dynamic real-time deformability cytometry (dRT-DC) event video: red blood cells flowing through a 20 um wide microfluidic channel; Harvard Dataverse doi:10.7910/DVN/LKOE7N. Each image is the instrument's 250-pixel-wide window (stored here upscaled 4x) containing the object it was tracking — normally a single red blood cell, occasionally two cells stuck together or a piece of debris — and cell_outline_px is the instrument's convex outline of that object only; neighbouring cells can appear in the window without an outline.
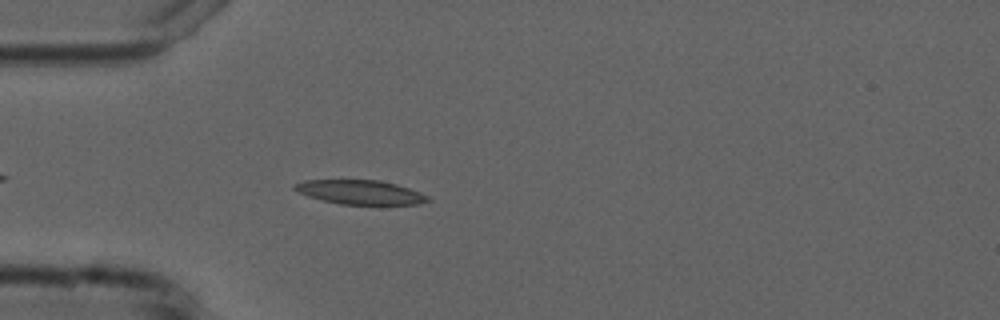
{"species": "common noctule bat (a hibernating species)", "species_latin": "Nyctalus noctula", "temperature_condition": "cold", "stored_images_in_passage": 45, "camera_frame_rate_fps": 3000, "um_per_image_px": 0.085, "animal": {"sex": "male", "forearm_length_mm": 52.5}, "frame": {"image": 1, "passage_image": 6, "time_ms": 1.667, "image_size_px": [1000, 320], "cell_outline_px": [[432, 200], [420, 204], [340, 204], [308, 196], [292, 188], [292, 184], [304, 180], [380, 180], [396, 184], [420, 192], [428, 196]], "centroid_in_image_um": [30.63, 16.33], "position_along_channel_um": 54.4, "area_um2": 18.67}}
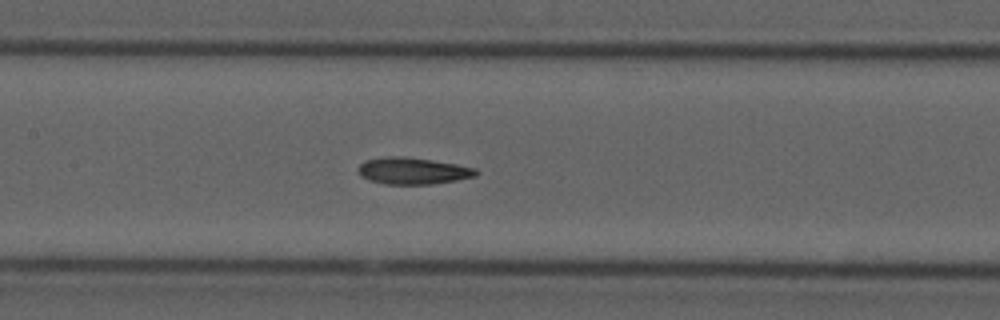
{"frame": {"image": 2, "passage_image": 16, "time_ms": 5.0, "image_size_px": [1000, 320], "cell_outline_px": [[480, 172], [476, 176], [456, 180], [432, 184], [384, 184], [368, 180], [360, 176], [356, 168], [364, 160], [384, 156], [404, 156], [432, 160], [456, 164], [476, 168]], "centroid_in_image_um": [35.05, 14.52], "position_along_channel_um": 172.3, "area_um2": 18.61}}
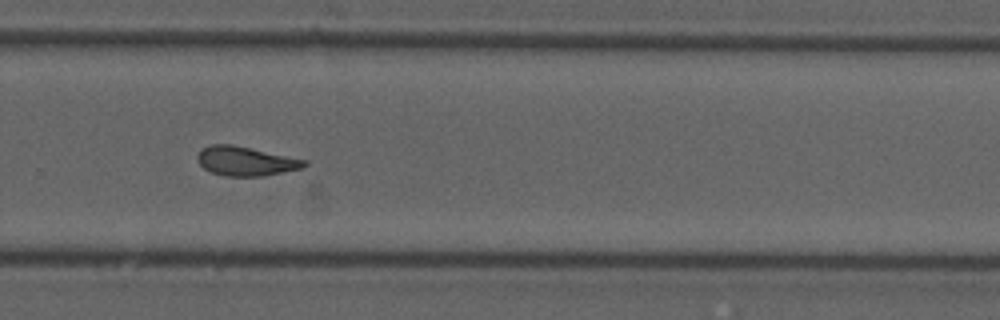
{"frame": {"image": 3, "passage_image": 27, "time_ms": 8.667, "image_size_px": [1000, 320], "cell_outline_px": [[308, 164], [304, 168], [264, 176], [224, 176], [212, 172], [204, 168], [200, 164], [196, 156], [200, 148], [212, 144], [232, 144], [308, 160]], "centroid_in_image_um": [20.9, 13.69], "position_along_channel_um": 308.9, "area_um2": 18.38}, "authors_computed_cell_mechanics": {"area_um2": 18.8428, "velocity_mm_per_s": 3.7448, "shape_relaxation_time_tau1_ms": null, "shape_relaxation_time_tau2_ms": 4.3906, "deformation_change_tau1": null, "deformation_change_tau2": 0.1249}}